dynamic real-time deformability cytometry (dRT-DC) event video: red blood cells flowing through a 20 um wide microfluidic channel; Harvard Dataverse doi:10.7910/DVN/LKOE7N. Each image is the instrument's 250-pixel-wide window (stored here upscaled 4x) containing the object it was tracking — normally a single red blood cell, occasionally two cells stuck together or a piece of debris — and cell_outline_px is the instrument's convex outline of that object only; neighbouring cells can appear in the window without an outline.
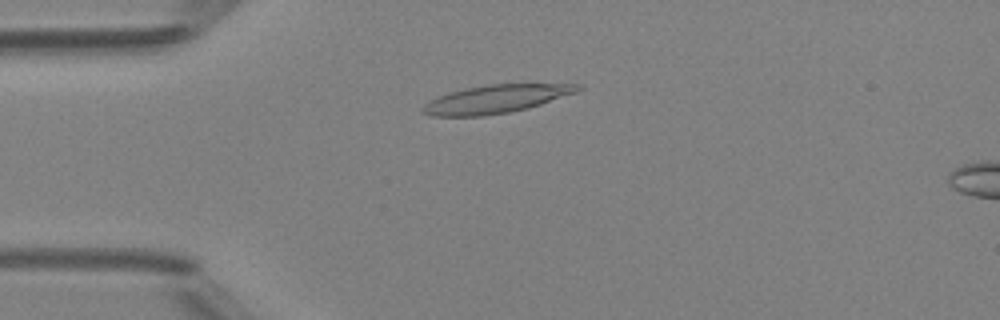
{"species": "Egyptian fruit bat (a non-hibernating species)", "species_latin": "Rousettus aegyptiacus", "temperature_condition": "room temperature", "stored_images_in_passage": 41, "camera_frame_rate_fps": 3000, "um_per_image_px": 0.085, "animal": {"sex": "female"}, "frame": {"image": 1, "passage_image": 4, "time_ms": 1.0, "image_size_px": [1000, 320], "cell_outline_px": [[584, 88], [576, 92], [528, 108], [508, 112], [480, 116], [432, 116], [420, 112], [420, 108], [424, 104], [448, 92], [464, 88], [488, 84], [576, 84]], "centroid_in_image_um": [42.1, 8.42], "position_along_channel_um": 42.9, "area_um2": 25.2}}
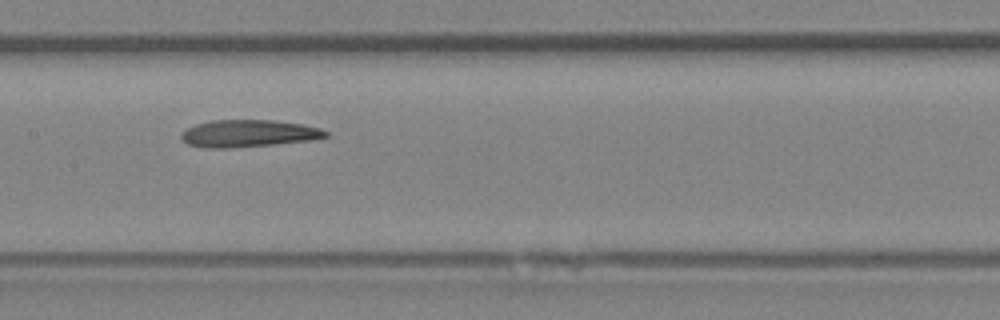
{"frame": {"image": 2, "passage_image": 16, "time_ms": 5.0, "image_size_px": [1000, 320], "cell_outline_px": [[328, 136], [316, 140], [228, 148], [204, 148], [188, 144], [180, 136], [180, 132], [196, 124], [212, 120], [276, 120], [304, 124], [320, 128], [328, 132]], "centroid_in_image_um": [21.15, 11.34], "position_along_channel_um": 186.3, "area_um2": 23.0}}
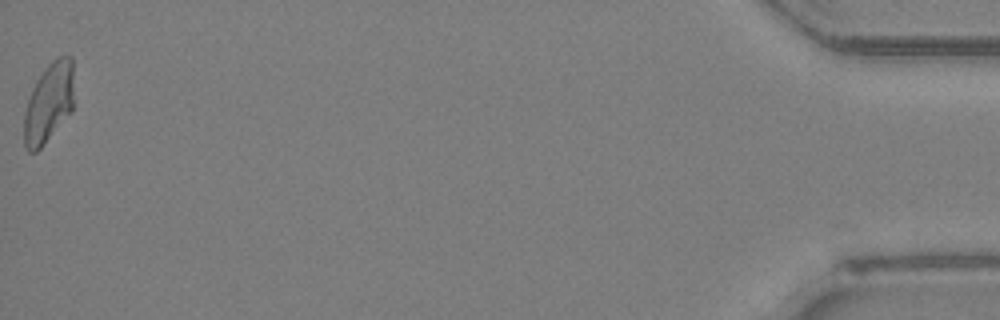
{"frame": {"image": 3, "passage_image": 41, "time_ms": 13.333, "image_size_px": [1000, 320], "cell_outline_px": [[72, 112], [40, 148], [36, 152], [28, 152], [24, 144], [24, 112], [32, 88], [36, 80], [48, 64], [52, 60], [68, 52], [72, 56]], "centroid_in_image_um": [4.14, 8.72], "position_along_channel_um": 431.1, "area_um2": 23.18}, "authors_computed_cell_mechanics": {"area_um2": 23.3512, "velocity_mm_per_s": 4.1467, "shape_relaxation_time_tau1_ms": 11.1992, "shape_relaxation_time_tau2_ms": 7.8373, "deformation_change_tau1": 0.2928, "deformation_change_tau2": 0.2022}}